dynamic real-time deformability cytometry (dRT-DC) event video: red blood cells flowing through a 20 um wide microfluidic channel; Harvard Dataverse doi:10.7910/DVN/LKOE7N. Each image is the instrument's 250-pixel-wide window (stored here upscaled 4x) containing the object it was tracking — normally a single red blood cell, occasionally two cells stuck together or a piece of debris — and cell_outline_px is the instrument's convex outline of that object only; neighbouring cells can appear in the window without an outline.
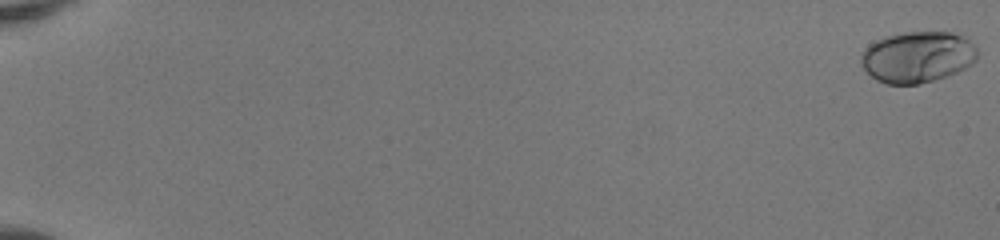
{"species": "human", "species_latin": "Homo sapiens", "temperature_condition": "room temperature", "stored_images_in_passage": 53, "camera_frame_rate_fps": 3000, "um_per_image_px": 0.085, "donor": {"sex": "female"}, "frame": {"image": 1, "passage_image": 1, "time_ms": 0.0, "image_size_px": [1000, 240], "cell_outline_px": [[976, 60], [972, 64], [956, 72], [920, 84], [888, 84], [876, 80], [864, 68], [860, 60], [860, 52], [868, 44], [884, 36], [904, 32], [952, 32], [964, 36], [976, 48]], "centroid_in_image_um": [77.94, 4.83], "position_along_channel_um": 7.1, "area_um2": 34.74}}
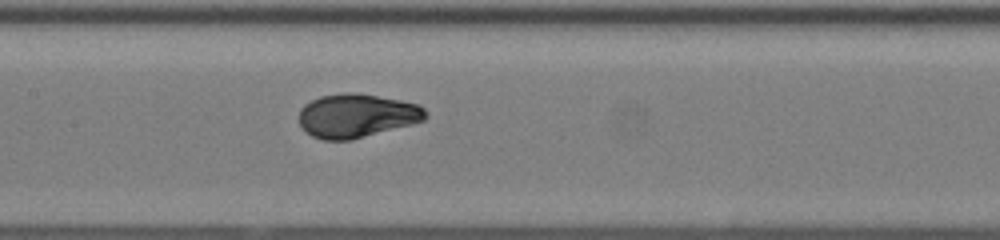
{"frame": {"image": 2, "passage_image": 29, "time_ms": 9.333, "image_size_px": [1000, 240], "cell_outline_px": [[428, 116], [424, 120], [412, 124], [352, 140], [324, 140], [312, 136], [300, 124], [300, 108], [304, 104], [320, 96], [344, 92], [356, 92], [400, 100], [420, 104], [428, 112]], "centroid_in_image_um": [30.35, 9.82], "position_along_channel_um": 177.1, "area_um2": 32.37}}
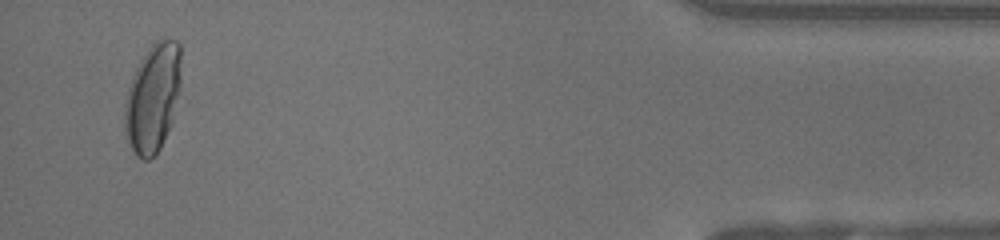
{"frame": {"image": 3, "passage_image": 51, "time_ms": 16.667, "image_size_px": [1000, 240], "cell_outline_px": [[180, 84], [172, 120], [160, 148], [148, 160], [144, 160], [136, 156], [128, 140], [124, 124], [124, 104], [128, 88], [136, 68], [140, 60], [148, 48], [156, 40], [176, 40], [180, 44]], "centroid_in_image_um": [12.97, 8.31], "position_along_channel_um": 422.2, "area_um2": 35.2}, "authors_computed_cell_mechanics": {"area_um2": 32.4258, "velocity_mm_per_s": 4.1468, "shape_relaxation_time_tau1_ms": 3.3068, "shape_relaxation_time_tau2_ms": null, "deformation_change_tau1": 0.1745, "deformation_change_tau2": null}}